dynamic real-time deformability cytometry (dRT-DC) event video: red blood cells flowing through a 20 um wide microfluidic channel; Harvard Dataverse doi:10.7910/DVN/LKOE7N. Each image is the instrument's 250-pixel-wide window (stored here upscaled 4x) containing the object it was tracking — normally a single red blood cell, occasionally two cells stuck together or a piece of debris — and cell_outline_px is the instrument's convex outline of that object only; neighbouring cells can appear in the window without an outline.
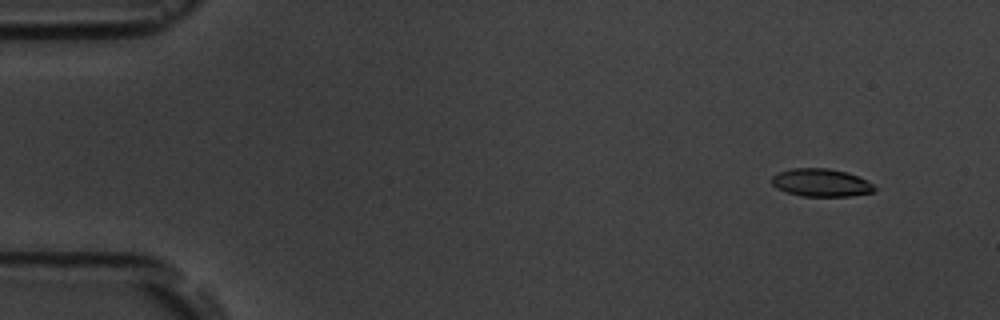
{"species": "common noctule bat (a hibernating species)", "species_latin": "Nyctalus noctula", "temperature_condition": "room temperature", "stored_images_in_passage": 16, "camera_frame_rate_fps": 3000, "um_per_image_px": 0.085, "animal": {"sex": "male", "body_mass_g": 19.5, "forearm_length_mm": 54.6}, "frame": {"image": 1, "passage_image": 2, "time_ms": 1.333, "image_size_px": [1000, 320], "cell_outline_px": [[876, 192], [848, 196], [800, 196], [776, 188], [772, 184], [772, 176], [780, 172], [792, 168], [828, 168], [844, 172], [856, 176], [872, 184], [876, 188]], "centroid_in_image_um": [69.78, 15.53], "position_along_channel_um": 15.2, "area_um2": 16.47}}
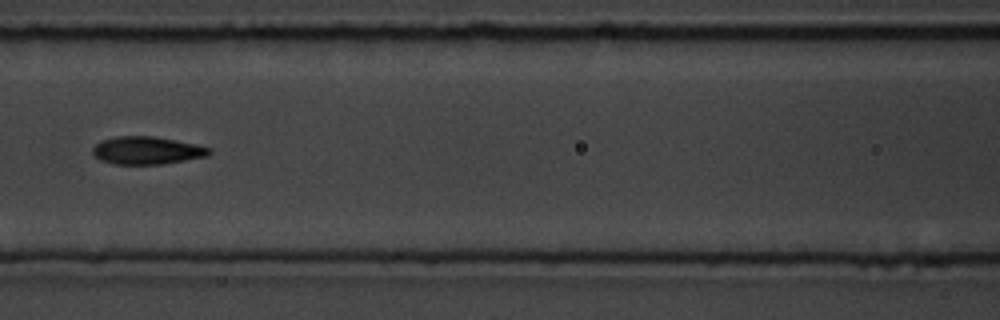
{"frame": {"image": 2, "passage_image": 8, "time_ms": 8.0, "image_size_px": [1000, 320], "cell_outline_px": [[212, 152], [208, 156], [160, 164], [112, 164], [100, 160], [92, 152], [92, 148], [100, 140], [116, 136], [156, 136], [196, 144], [212, 148]], "centroid_in_image_um": [12.49, 12.78], "position_along_channel_um": 154.1, "area_um2": 18.96}}
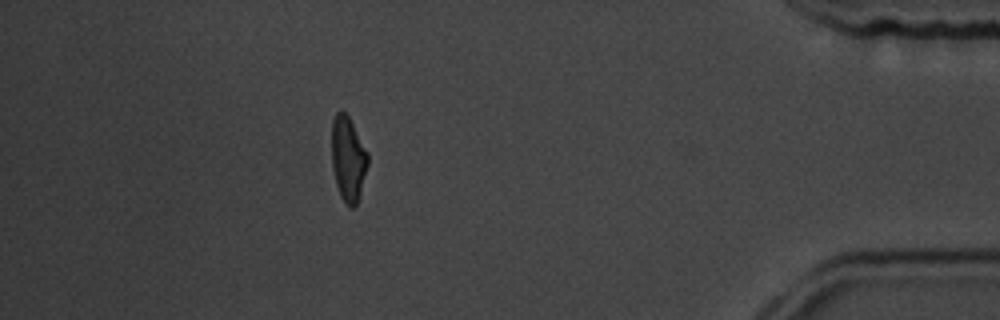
{"frame": {"image": 3, "passage_image": 15, "time_ms": 16.0, "image_size_px": [1000, 320], "cell_outline_px": [[368, 164], [356, 204], [352, 208], [348, 208], [340, 196], [336, 184], [332, 168], [332, 120], [336, 112], [340, 108], [348, 116], [368, 152]], "centroid_in_image_um": [29.57, 13.48], "position_along_channel_um": 405.6, "area_um2": 17.8}, "authors_computed_cell_mechanics": {"area_um2": 18.2937, "velocity_mm_per_s": 3.7485, "shape_relaxation_time_tau1_ms": 3.2987, "shape_relaxation_time_tau2_ms": null, "deformation_change_tau1": 0.1481, "deformation_change_tau2": null}}